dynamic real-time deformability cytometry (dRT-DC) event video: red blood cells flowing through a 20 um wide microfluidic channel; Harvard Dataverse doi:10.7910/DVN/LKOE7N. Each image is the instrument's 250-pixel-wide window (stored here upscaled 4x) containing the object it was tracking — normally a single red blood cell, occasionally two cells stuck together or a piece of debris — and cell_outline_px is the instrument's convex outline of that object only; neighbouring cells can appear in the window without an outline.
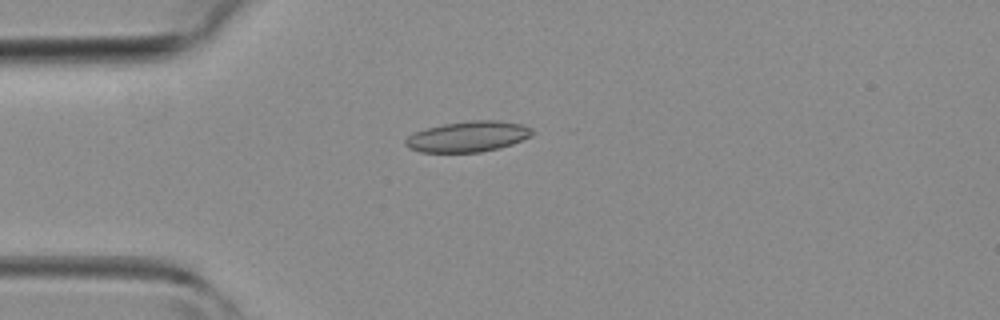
{"species": "common noctule bat (a hibernating species)", "species_latin": "Nyctalus noctula", "temperature_condition": "room temperature", "stored_images_in_passage": 9, "camera_frame_rate_fps": 3000, "um_per_image_px": 0.085, "animal": {"sex": "female", "body_mass_g": 19.3, "forearm_length_mm": 54.1}, "frame": {"image": 1, "passage_image": 1, "time_ms": 0.0, "image_size_px": [1000, 320], "cell_outline_px": [[532, 132], [528, 136], [512, 144], [500, 148], [480, 152], [420, 152], [408, 148], [404, 144], [404, 140], [412, 132], [424, 128], [444, 124], [468, 120], [500, 120], [524, 124], [532, 128]], "centroid_in_image_um": [39.73, 11.6], "position_along_channel_um": 45.3, "area_um2": 22.83}}
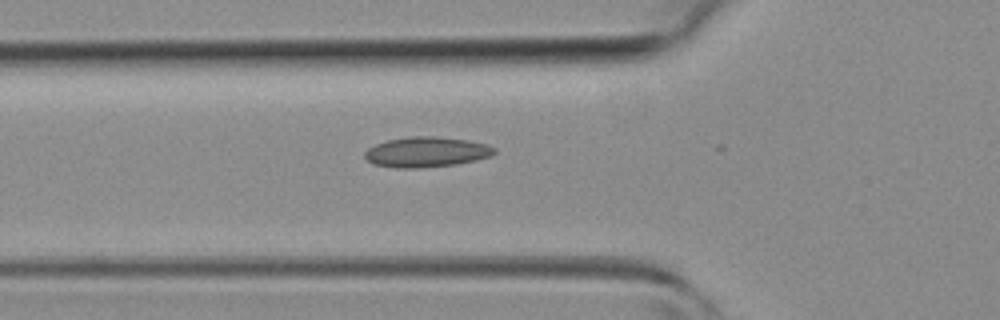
{"frame": {"image": 2, "passage_image": 5, "time_ms": 1.333, "image_size_px": [1000, 320], "cell_outline_px": [[496, 152], [492, 156], [476, 160], [456, 164], [420, 168], [396, 168], [372, 164], [364, 156], [364, 152], [368, 148], [376, 144], [388, 140], [408, 136], [436, 136], [464, 140], [484, 144], [496, 148]], "centroid_in_image_um": [36.22, 12.93], "position_along_channel_um": 89.6, "area_um2": 22.83}}
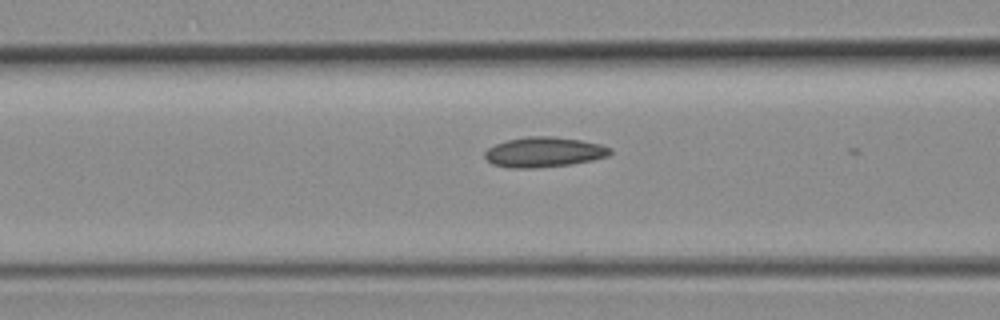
{"frame": {"image": 3, "passage_image": 7, "time_ms": 2.0, "image_size_px": [1000, 320], "cell_outline_px": [[612, 152], [608, 156], [592, 160], [572, 164], [536, 168], [508, 168], [492, 164], [484, 156], [484, 152], [488, 148], [496, 144], [508, 140], [528, 136], [552, 136], [580, 140], [600, 144], [612, 148]], "centroid_in_image_um": [46.24, 12.93], "position_along_channel_um": 120.4, "area_um2": 22.02}}